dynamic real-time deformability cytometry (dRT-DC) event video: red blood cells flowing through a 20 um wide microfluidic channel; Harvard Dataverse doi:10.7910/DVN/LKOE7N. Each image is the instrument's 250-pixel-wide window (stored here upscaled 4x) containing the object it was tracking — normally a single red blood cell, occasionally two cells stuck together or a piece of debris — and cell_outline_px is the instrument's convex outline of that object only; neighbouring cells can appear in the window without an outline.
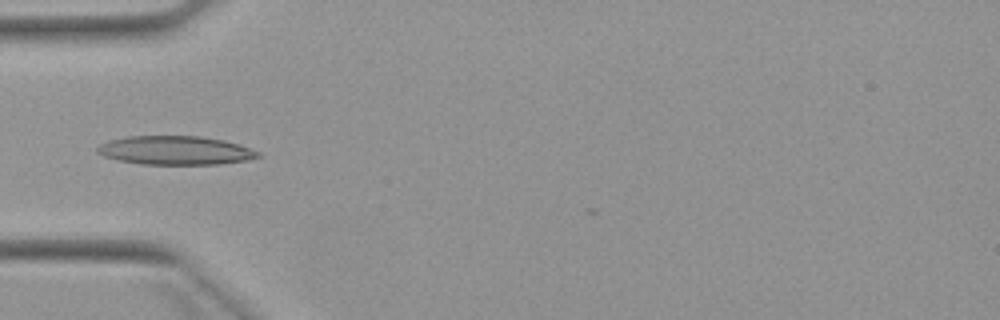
{"species": "Egyptian fruit bat (a non-hibernating species)", "species_latin": "Rousettus aegyptiacus", "temperature_condition": "warm", "stored_images_in_passage": 2, "camera_frame_rate_fps": 3000, "um_per_image_px": 0.085, "animal": {"sex": "female"}, "frame": {"image": 1, "passage_image": 1, "time_ms": 0.0, "image_size_px": [1000, 320], "cell_outline_px": [[264, 156], [248, 160], [220, 164], [140, 164], [120, 160], [104, 156], [96, 152], [96, 148], [100, 144], [108, 140], [124, 136], [200, 136], [224, 140], [240, 144], [260, 152]], "centroid_in_image_um": [14.93, 12.78], "position_along_channel_um": 70.1, "area_um2": 27.17}}
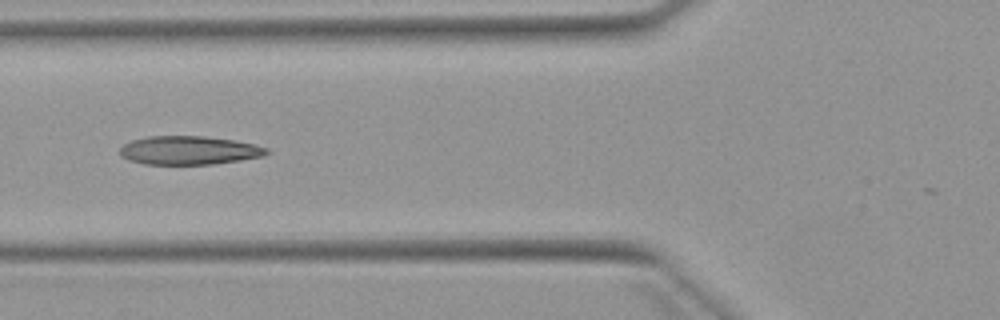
{"frame": {"image": 2, "passage_image": 2, "time_ms": 1.0, "image_size_px": [1000, 320], "cell_outline_px": [[268, 152], [264, 156], [240, 160], [212, 164], [144, 164], [128, 160], [120, 156], [120, 148], [124, 144], [132, 140], [148, 136], [204, 136], [236, 140], [256, 144], [268, 148]], "centroid_in_image_um": [16.07, 12.77], "position_along_channel_um": 109.7, "area_um2": 24.57}}